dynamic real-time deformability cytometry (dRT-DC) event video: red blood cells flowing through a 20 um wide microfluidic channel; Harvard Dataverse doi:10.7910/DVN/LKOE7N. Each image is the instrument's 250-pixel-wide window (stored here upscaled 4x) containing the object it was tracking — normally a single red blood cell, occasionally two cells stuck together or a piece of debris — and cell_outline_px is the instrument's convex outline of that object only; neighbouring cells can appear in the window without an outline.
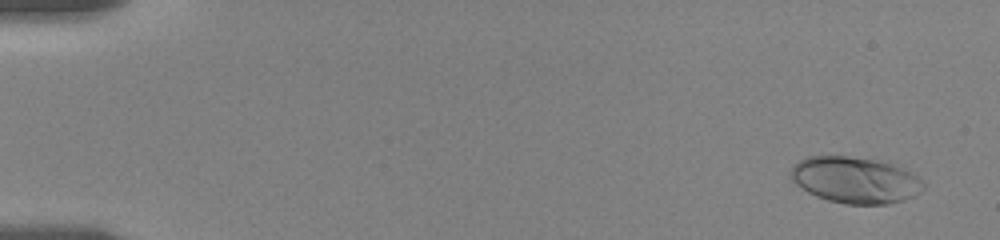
{"species": "human", "species_latin": "Homo sapiens", "temperature_condition": "room temperature", "stored_images_in_passage": 33, "camera_frame_rate_fps": 3000, "um_per_image_px": 0.085, "donor": {"sex": "female"}, "frame": {"image": 1, "passage_image": 2, "time_ms": 0.333, "image_size_px": [1000, 240], "cell_outline_px": [[928, 184], [920, 192], [904, 200], [888, 204], [844, 204], [828, 200], [816, 196], [808, 192], [796, 184], [792, 180], [788, 172], [800, 160], [808, 156], [848, 156], [896, 160], [920, 176]], "centroid_in_image_um": [72.82, 15.26], "position_along_channel_um": 12.2, "area_um2": 37.17}}
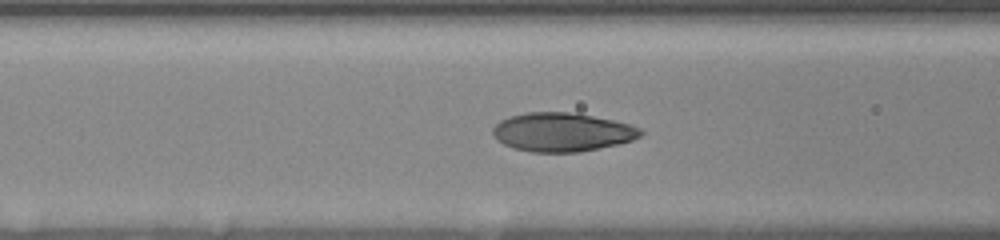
{"frame": {"image": 2, "passage_image": 20, "time_ms": 7.333, "image_size_px": [1000, 240], "cell_outline_px": [[644, 132], [640, 136], [632, 140], [620, 144], [580, 152], [532, 152], [512, 148], [496, 140], [492, 132], [492, 128], [500, 120], [508, 116], [528, 112], [568, 112], [592, 116], [632, 124], [640, 128]], "centroid_in_image_um": [47.77, 11.23], "position_along_channel_um": 118.8, "area_um2": 33.58}}
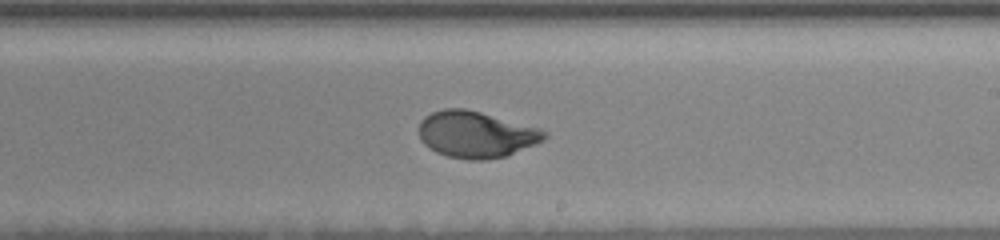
{"frame": {"image": 3, "passage_image": 32, "time_ms": 11.0, "image_size_px": [1000, 240], "cell_outline_px": [[548, 136], [544, 140], [536, 144], [508, 156], [484, 160], [468, 160], [448, 156], [436, 152], [428, 148], [420, 140], [416, 128], [420, 120], [424, 116], [432, 112], [444, 108], [464, 108], [480, 112], [540, 128], [548, 132]], "centroid_in_image_um": [40.43, 11.43], "position_along_channel_um": 248.6, "area_um2": 34.51}}